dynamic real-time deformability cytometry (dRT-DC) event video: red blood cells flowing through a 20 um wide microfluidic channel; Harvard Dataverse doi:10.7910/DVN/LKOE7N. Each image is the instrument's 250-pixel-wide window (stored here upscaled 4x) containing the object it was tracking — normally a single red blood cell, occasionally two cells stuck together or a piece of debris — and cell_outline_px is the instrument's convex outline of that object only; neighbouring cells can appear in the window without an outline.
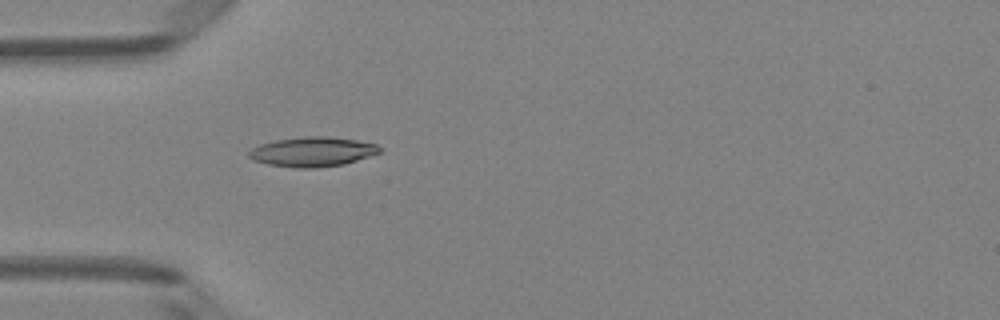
{"species": "Egyptian fruit bat (a non-hibernating species)", "species_latin": "Rousettus aegyptiacus", "temperature_condition": "room temperature", "stored_images_in_passage": 5, "camera_frame_rate_fps": 3000, "um_per_image_px": 0.085, "animal": {"sex": "female"}, "frame": {"image": 1, "passage_image": 5, "time_ms": 4.667, "image_size_px": [1000, 320], "cell_outline_px": [[380, 152], [344, 164], [316, 168], [296, 168], [268, 164], [252, 160], [248, 156], [248, 152], [252, 148], [260, 144], [276, 140], [308, 136], [328, 136], [356, 140], [376, 144], [380, 148]], "centroid_in_image_um": [26.52, 12.9], "position_along_channel_um": 58.5, "area_um2": 22.43}}